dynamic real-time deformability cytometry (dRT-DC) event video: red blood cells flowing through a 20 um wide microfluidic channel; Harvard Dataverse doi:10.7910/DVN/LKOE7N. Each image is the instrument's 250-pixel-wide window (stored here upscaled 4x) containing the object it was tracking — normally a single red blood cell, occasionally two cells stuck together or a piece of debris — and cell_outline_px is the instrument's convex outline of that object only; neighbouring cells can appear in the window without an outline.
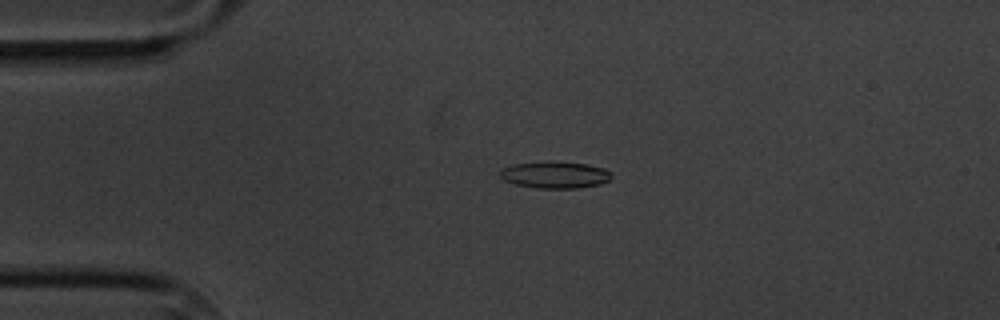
{"species": "common noctule bat (a hibernating species)", "species_latin": "Nyctalus noctula", "temperature_condition": "cold", "stored_images_in_passage": 4, "camera_frame_rate_fps": 3000, "um_per_image_px": 0.085, "animal": {"sex": "male", "body_mass_g": 20.1, "forearm_length_mm": 53.5}, "frame": {"image": 1, "passage_image": 3, "time_ms": 2.333, "image_size_px": [1000, 320], "cell_outline_px": [[612, 176], [608, 180], [600, 184], [580, 188], [536, 188], [516, 184], [504, 180], [500, 176], [500, 168], [516, 164], [548, 160], [588, 164], [604, 168], [612, 172]], "centroid_in_image_um": [47.18, 14.85], "position_along_channel_um": 37.8, "area_um2": 17.63}}